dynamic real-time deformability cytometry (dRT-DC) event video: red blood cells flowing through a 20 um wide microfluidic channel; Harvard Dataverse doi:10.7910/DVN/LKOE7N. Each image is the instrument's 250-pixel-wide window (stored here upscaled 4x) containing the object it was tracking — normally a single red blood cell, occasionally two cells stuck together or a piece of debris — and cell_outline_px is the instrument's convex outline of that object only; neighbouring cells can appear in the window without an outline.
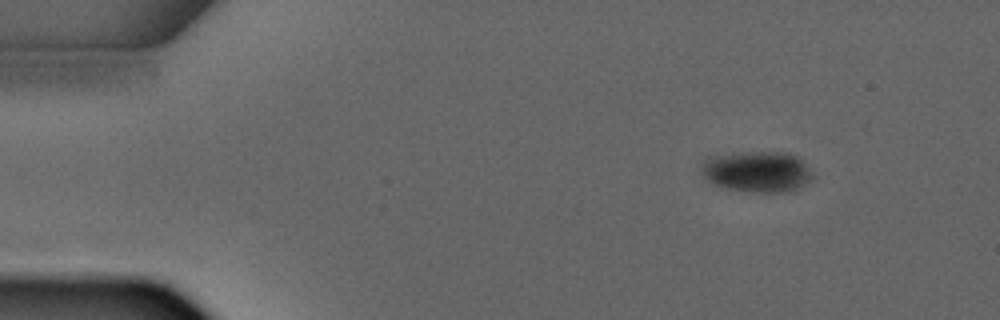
{"species": "common noctule bat (a hibernating species)", "species_latin": "Nyctalus noctula", "temperature_condition": "warm", "stored_images_in_passage": 3, "camera_frame_rate_fps": 3000, "um_per_image_px": 0.085, "animal": {"sex": "male", "forearm_length_mm": 52.5}, "frame": {"image": 1, "passage_image": 1, "time_ms": 0.0, "image_size_px": [1000, 320], "cell_outline_px": [[816, 176], [812, 180], [800, 188], [792, 192], [752, 192], [724, 188], [708, 180], [700, 172], [700, 164], [704, 160], [712, 156], [748, 152], [788, 152], [796, 156]], "centroid_in_image_um": [64.38, 14.6], "position_along_channel_um": 20.6, "area_um2": 26.76}}
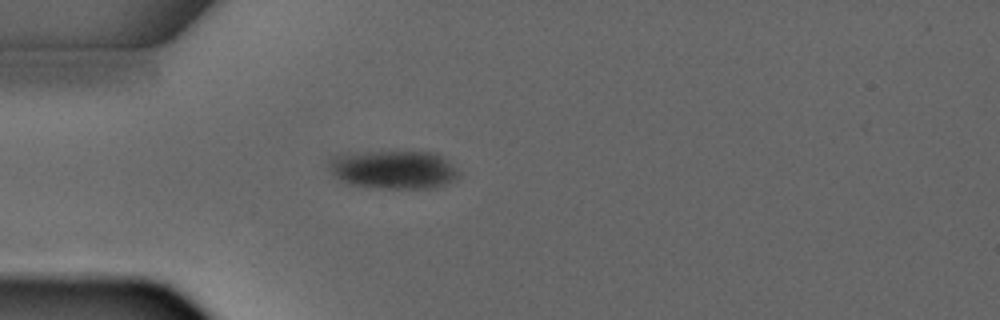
{"frame": {"image": 2, "passage_image": 3, "time_ms": 2.333, "image_size_px": [1000, 320], "cell_outline_px": [[460, 176], [436, 188], [380, 188], [344, 184], [336, 180], [328, 168], [328, 160], [332, 156], [348, 152], [436, 152], [448, 160], [460, 172]], "centroid_in_image_um": [33.38, 14.41], "position_along_channel_um": 51.6, "area_um2": 29.65}}